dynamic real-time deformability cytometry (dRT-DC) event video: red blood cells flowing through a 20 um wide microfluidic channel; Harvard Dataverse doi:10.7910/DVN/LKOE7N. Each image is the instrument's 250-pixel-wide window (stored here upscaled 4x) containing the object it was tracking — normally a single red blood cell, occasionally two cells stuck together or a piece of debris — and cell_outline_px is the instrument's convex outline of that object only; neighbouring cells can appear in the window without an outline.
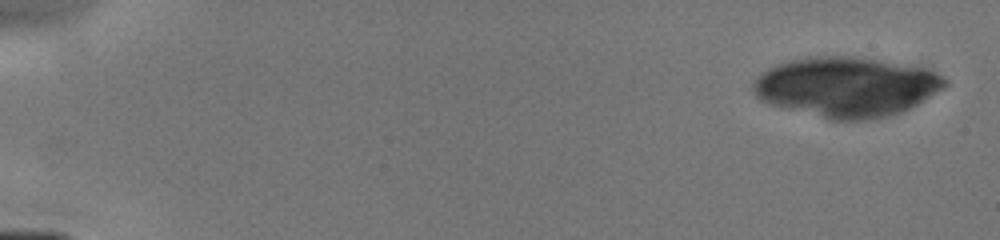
{"species": "human", "species_latin": "Homo sapiens", "temperature_condition": "cold", "stored_images_in_passage": 15, "camera_frame_rate_fps": 3000, "um_per_image_px": 0.085, "donor": {"sex": "male"}, "frame": {"image": 1, "passage_image": 1, "time_ms": 0.0, "image_size_px": [1000, 240], "cell_outline_px": [[948, 84], [944, 88], [916, 104], [900, 112], [888, 116], [864, 120], [828, 120], [772, 104], [760, 100], [756, 96], [752, 88], [752, 80], [756, 76], [768, 68], [776, 64], [788, 60], [808, 56], [852, 56], [932, 68], [944, 76], [948, 80]], "centroid_in_image_um": [71.95, 7.36], "position_along_channel_um": 13.1, "area_um2": 67.39}}